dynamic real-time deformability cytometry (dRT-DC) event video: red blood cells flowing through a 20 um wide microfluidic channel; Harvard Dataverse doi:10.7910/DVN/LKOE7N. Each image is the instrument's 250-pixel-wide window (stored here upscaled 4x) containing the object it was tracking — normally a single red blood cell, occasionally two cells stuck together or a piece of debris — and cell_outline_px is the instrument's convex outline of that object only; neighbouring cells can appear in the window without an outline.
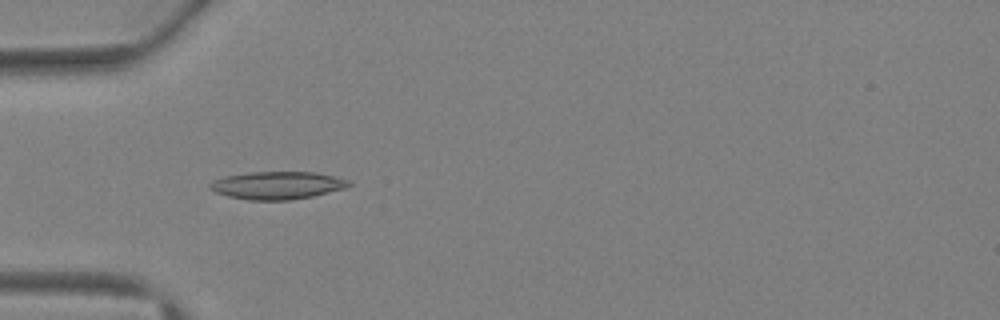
{"species": "Egyptian fruit bat (a non-hibernating species)", "species_latin": "Rousettus aegyptiacus", "temperature_condition": "warm", "stored_images_in_passage": 43, "camera_frame_rate_fps": 3000, "um_per_image_px": 0.085, "animal": {"sex": "female"}, "frame": {"image": 1, "passage_image": 14, "time_ms": 4.333, "image_size_px": [1000, 320], "cell_outline_px": [[352, 184], [344, 188], [312, 196], [292, 200], [248, 200], [228, 196], [216, 192], [208, 188], [208, 184], [212, 180], [224, 176], [252, 172], [316, 172], [336, 176], [348, 180]], "centroid_in_image_um": [23.54, 15.75], "position_along_channel_um": 61.5, "area_um2": 22.48}}
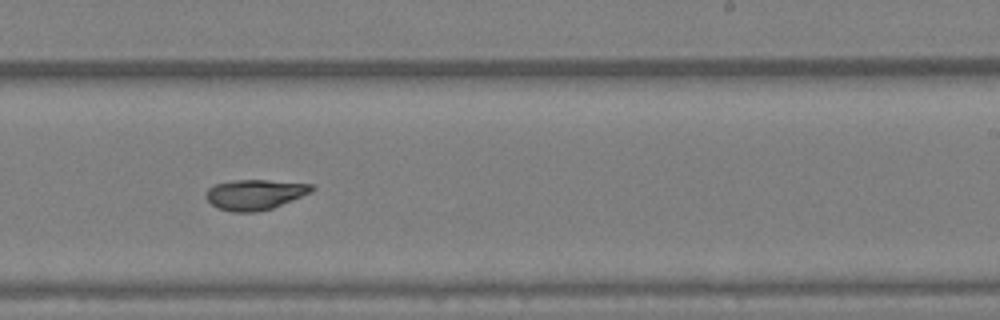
{"frame": {"image": 2, "passage_image": 27, "time_ms": 8.667, "image_size_px": [1000, 320], "cell_outline_px": [[316, 188], [312, 192], [272, 208], [256, 212], [232, 212], [216, 208], [204, 196], [208, 188], [216, 184], [232, 180], [268, 180], [312, 184]], "centroid_in_image_um": [21.66, 16.53], "position_along_channel_um": 267.3, "area_um2": 18.73}}
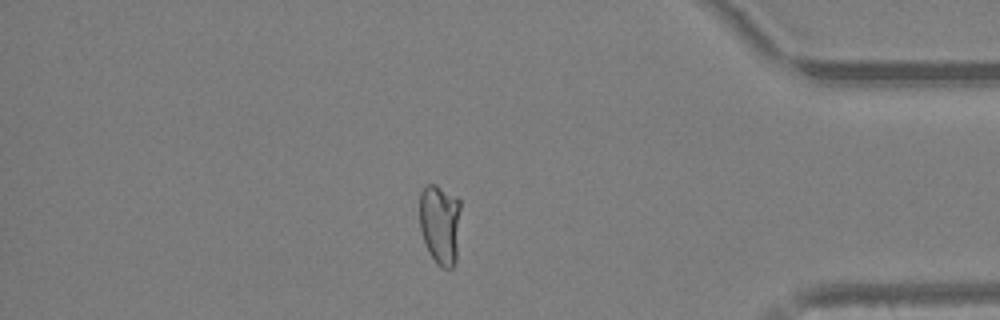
{"frame": {"image": 3, "passage_image": 37, "time_ms": 12.0, "image_size_px": [1000, 320], "cell_outline_px": [[460, 208], [456, 260], [452, 268], [444, 268], [436, 264], [428, 252], [424, 244], [420, 228], [420, 192], [428, 184], [436, 184], [456, 196], [460, 200]], "centroid_in_image_um": [37.4, 19.05], "position_along_channel_um": 397.8, "area_um2": 19.48}, "authors_computed_cell_mechanics": {"area_um2": 20.1722, "velocity_mm_per_s": 4.8278, "shape_relaxation_time_tau1_ms": null, "shape_relaxation_time_tau2_ms": 2.2093, "deformation_change_tau1": null, "deformation_change_tau2": 0.0902}}